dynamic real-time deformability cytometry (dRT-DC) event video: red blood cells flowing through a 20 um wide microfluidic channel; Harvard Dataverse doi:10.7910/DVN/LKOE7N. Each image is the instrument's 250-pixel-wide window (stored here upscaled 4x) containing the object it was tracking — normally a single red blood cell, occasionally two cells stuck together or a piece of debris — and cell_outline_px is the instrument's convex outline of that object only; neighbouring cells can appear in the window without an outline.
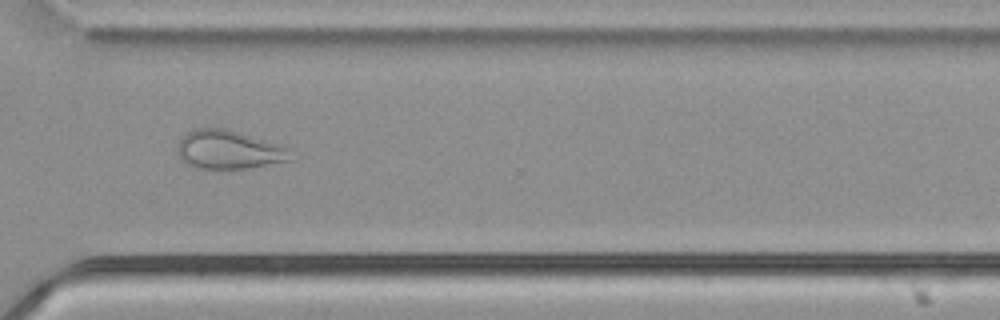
{"species": "common noctule bat (a hibernating species)", "species_latin": "Nyctalus noctula", "temperature_condition": "cold", "stored_images_in_passage": 40, "camera_frame_rate_fps": 3000, "um_per_image_px": 0.085, "animal": {"sex": "male", "body_mass_g": 21.5, "forearm_length_mm": 52.0}, "frame": {"image": 1, "passage_image": 26, "time_ms": 8.333, "image_size_px": [1000, 320], "cell_outline_px": [[292, 160], [248, 168], [192, 168], [180, 156], [180, 140], [188, 132], [196, 128], [224, 128], [280, 144], [288, 148]], "centroid_in_image_um": [19.49, 12.73], "position_along_channel_um": 351.1, "area_um2": 24.97}}
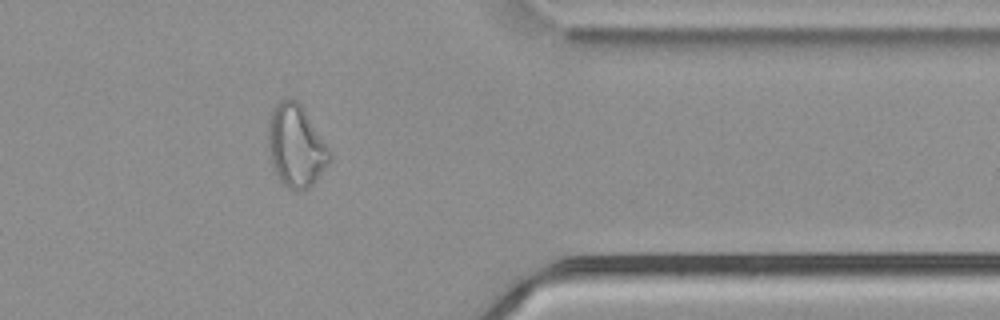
{"frame": {"image": 2, "passage_image": 30, "time_ms": 9.667, "image_size_px": [1000, 320], "cell_outline_px": [[332, 160], [316, 180], [308, 188], [288, 188], [276, 176], [272, 168], [268, 148], [268, 124], [272, 108], [280, 100], [288, 96], [300, 100], [332, 152]], "centroid_in_image_um": [25.16, 12.33], "position_along_channel_um": 386.2, "area_um2": 30.11}, "authors_computed_cell_mechanics": {"area_um2": 28.4087, "velocity_mm_per_s": 3.7892, "shape_relaxation_time_tau1_ms": null, "shape_relaxation_time_tau2_ms": 2.1875, "deformation_change_tau1": null, "deformation_change_tau2": 0.1037}}